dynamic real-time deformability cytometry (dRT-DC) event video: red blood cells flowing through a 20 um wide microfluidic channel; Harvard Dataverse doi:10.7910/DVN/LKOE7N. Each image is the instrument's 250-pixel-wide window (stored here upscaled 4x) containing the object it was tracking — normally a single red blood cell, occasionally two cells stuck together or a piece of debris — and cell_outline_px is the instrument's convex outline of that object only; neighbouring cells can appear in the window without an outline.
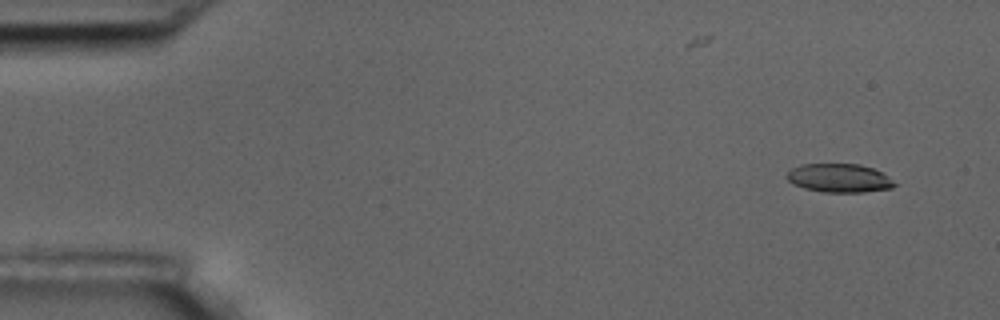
{"species": "common noctule bat (a hibernating species)", "species_latin": "Nyctalus noctula", "temperature_condition": "room temperature", "stored_images_in_passage": 2, "camera_frame_rate_fps": 3000, "um_per_image_px": 0.085, "animal": {"sex": "male", "body_mass_g": 17.5, "forearm_length_mm": 52.3}, "frame": {"image": 1, "passage_image": 2, "time_ms": 1.333, "image_size_px": [1000, 320], "cell_outline_px": [[896, 184], [892, 188], [864, 192], [824, 192], [804, 188], [792, 184], [784, 176], [792, 168], [800, 164], [860, 164], [872, 168], [888, 176]], "centroid_in_image_um": [71.3, 15.13], "position_along_channel_um": 13.7, "area_um2": 17.98}}